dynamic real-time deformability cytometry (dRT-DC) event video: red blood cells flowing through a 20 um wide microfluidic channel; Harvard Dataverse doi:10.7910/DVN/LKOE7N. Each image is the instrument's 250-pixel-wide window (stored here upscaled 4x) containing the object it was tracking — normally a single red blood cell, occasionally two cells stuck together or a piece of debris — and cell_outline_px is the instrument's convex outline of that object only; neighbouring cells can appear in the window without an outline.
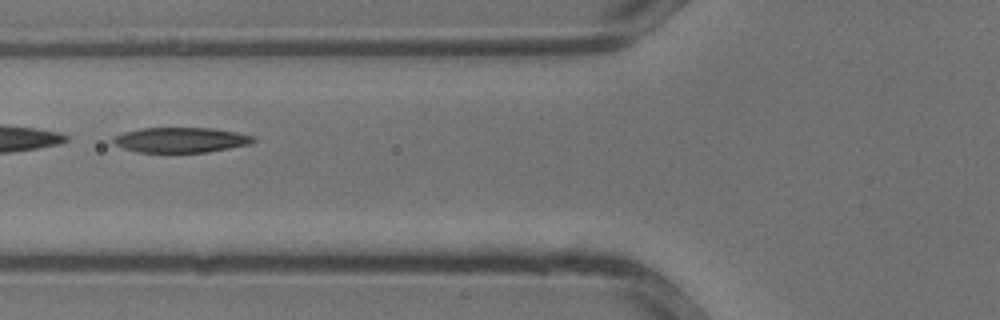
{"species": "common noctule bat (a hibernating species)", "species_latin": "Nyctalus noctula", "temperature_condition": "warm", "stored_images_in_passage": 23, "camera_frame_rate_fps": 3000, "um_per_image_px": 0.085, "animal": {"sex": "male", "body_mass_g": 13.3}, "frame": {"image": 1, "passage_image": 4, "time_ms": 1.0, "image_size_px": [1000, 320], "cell_outline_px": [[256, 140], [248, 144], [208, 152], [136, 152], [124, 148], [116, 144], [112, 140], [112, 136], [124, 132], [140, 128], [212, 128], [236, 132], [256, 136]], "centroid_in_image_um": [15.36, 11.89], "position_along_channel_um": 110.4, "area_um2": 20.46}}
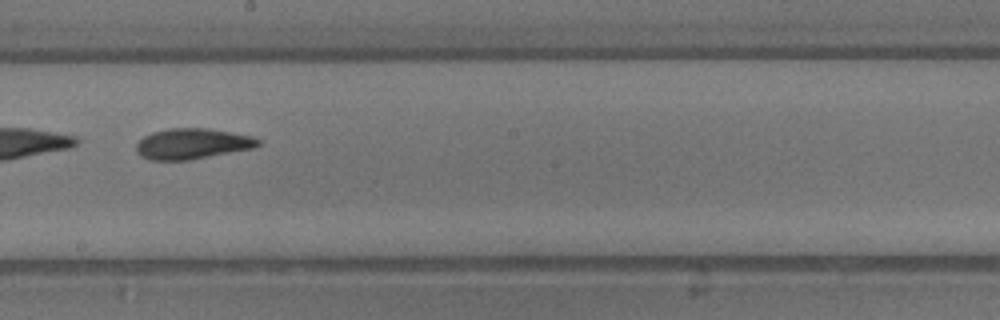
{"frame": {"image": 2, "passage_image": 10, "time_ms": 3.0, "image_size_px": [1000, 320], "cell_outline_px": [[260, 144], [252, 148], [192, 160], [148, 160], [140, 156], [136, 152], [136, 144], [144, 136], [152, 132], [168, 128], [208, 128], [252, 136], [260, 140]], "centroid_in_image_um": [16.31, 12.22], "position_along_channel_um": 231.9, "area_um2": 21.85}}
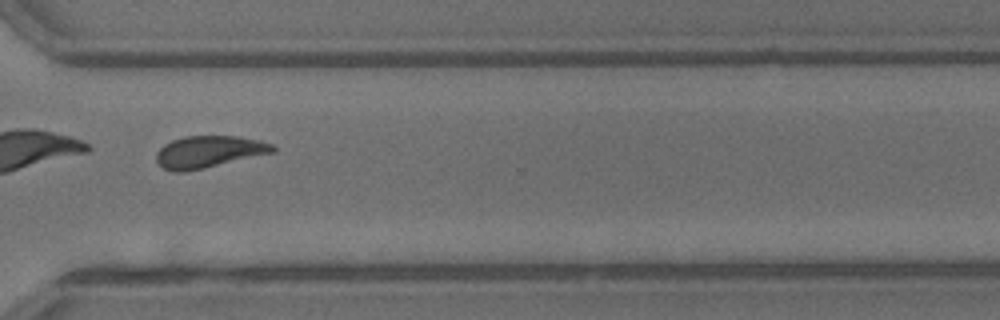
{"frame": {"image": 3, "passage_image": 16, "time_ms": 5.0, "image_size_px": [1000, 320], "cell_outline_px": [[276, 152], [204, 168], [184, 172], [172, 172], [164, 168], [156, 160], [156, 152], [164, 144], [172, 140], [184, 136], [236, 136], [260, 140], [272, 144], [276, 148]], "centroid_in_image_um": [17.75, 12.9], "position_along_channel_um": 352.8, "area_um2": 21.73}}